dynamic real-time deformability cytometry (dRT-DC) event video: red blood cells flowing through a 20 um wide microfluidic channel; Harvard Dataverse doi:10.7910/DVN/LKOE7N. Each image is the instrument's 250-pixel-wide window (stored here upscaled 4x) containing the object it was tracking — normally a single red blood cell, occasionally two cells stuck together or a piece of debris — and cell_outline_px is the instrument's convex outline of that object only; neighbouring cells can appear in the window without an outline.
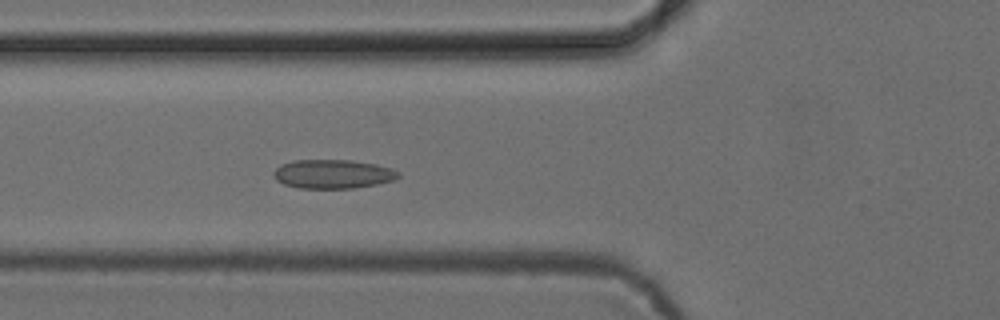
{"species": "common noctule bat (a hibernating species)", "species_latin": "Nyctalus noctula", "temperature_condition": "cold", "stored_images_in_passage": 50, "camera_frame_rate_fps": 3000, "um_per_image_px": 0.085, "animal": {"sex": "female", "body_mass_g": 24.6, "forearm_length_mm": 56.2}, "frame": {"image": 1, "passage_image": 17, "time_ms": 5.333, "image_size_px": [1000, 320], "cell_outline_px": [[400, 176], [392, 180], [376, 184], [352, 188], [300, 188], [284, 184], [276, 180], [272, 176], [272, 172], [280, 164], [292, 160], [348, 160], [376, 164], [392, 168], [400, 172]], "centroid_in_image_um": [28.26, 14.78], "position_along_channel_um": 97.5, "area_um2": 21.1}}
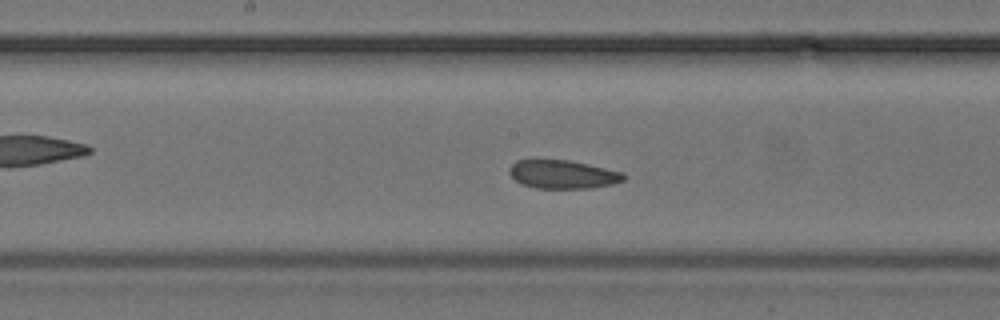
{"frame": {"image": 2, "passage_image": 25, "time_ms": 8.0, "image_size_px": [1000, 320], "cell_outline_px": [[628, 176], [624, 180], [612, 184], [592, 188], [536, 188], [520, 184], [508, 172], [508, 168], [516, 160], [568, 160], [588, 164], [624, 172]], "centroid_in_image_um": [47.85, 14.82], "position_along_channel_um": 200.3, "area_um2": 19.07}}
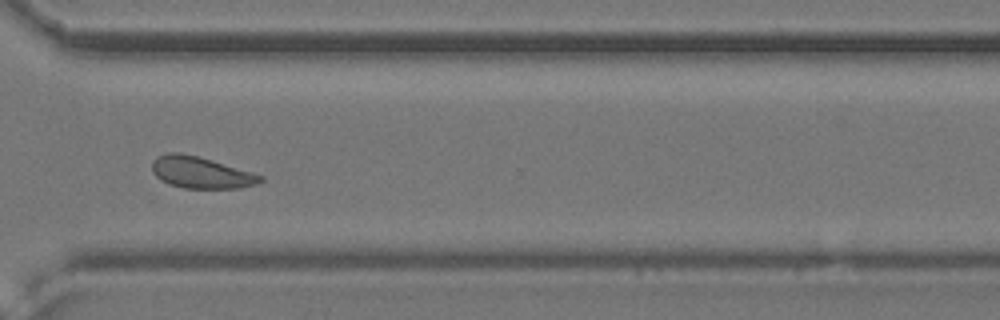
{"frame": {"image": 3, "passage_image": 37, "time_ms": 12.0, "image_size_px": [1000, 320], "cell_outline_px": [[264, 180], [256, 184], [240, 188], [184, 188], [160, 180], [152, 172], [152, 160], [156, 156], [168, 152], [180, 152], [212, 160], [252, 172], [264, 176]], "centroid_in_image_um": [17.06, 14.65], "position_along_channel_um": 353.5, "area_um2": 19.94}, "authors_computed_cell_mechanics": {"area_um2": 20.1722, "velocity_mm_per_s": 3.8393, "shape_relaxation_time_tau1_ms": null, "shape_relaxation_time_tau2_ms": 6.1448, "deformation_change_tau1": null, "deformation_change_tau2": 0.0927}}